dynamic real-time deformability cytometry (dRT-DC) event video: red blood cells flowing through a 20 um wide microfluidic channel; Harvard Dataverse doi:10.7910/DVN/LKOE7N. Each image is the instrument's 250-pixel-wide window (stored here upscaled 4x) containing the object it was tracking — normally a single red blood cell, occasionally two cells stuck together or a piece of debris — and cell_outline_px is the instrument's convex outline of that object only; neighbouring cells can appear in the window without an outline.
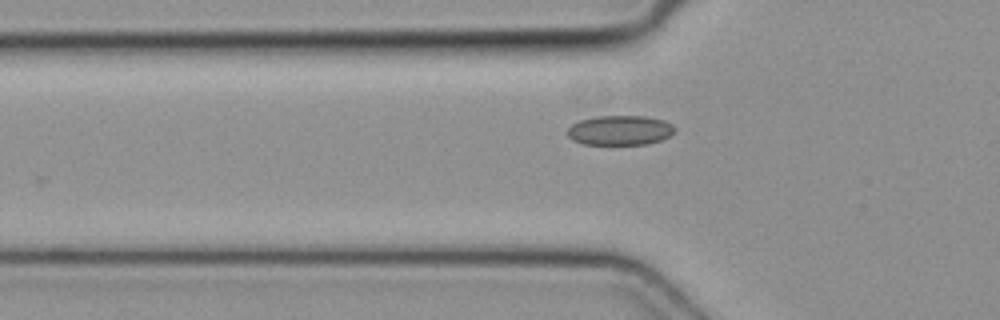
{"species": "common noctule bat (a hibernating species)", "species_latin": "Nyctalus noctula", "temperature_condition": "cold", "stored_images_in_passage": 9, "camera_frame_rate_fps": 3000, "um_per_image_px": 0.085, "animal": {"sex": "female", "body_mass_g": 19.3, "forearm_length_mm": 54.1}, "frame": {"image": 1, "passage_image": 2, "time_ms": 0.333, "image_size_px": [1000, 320], "cell_outline_px": [[676, 132], [660, 140], [648, 144], [584, 144], [572, 140], [568, 136], [568, 128], [572, 124], [580, 120], [596, 116], [644, 116], [664, 120], [672, 124], [676, 128]], "centroid_in_image_um": [52.71, 11.07], "position_along_channel_um": 73.1, "area_um2": 18.61}}
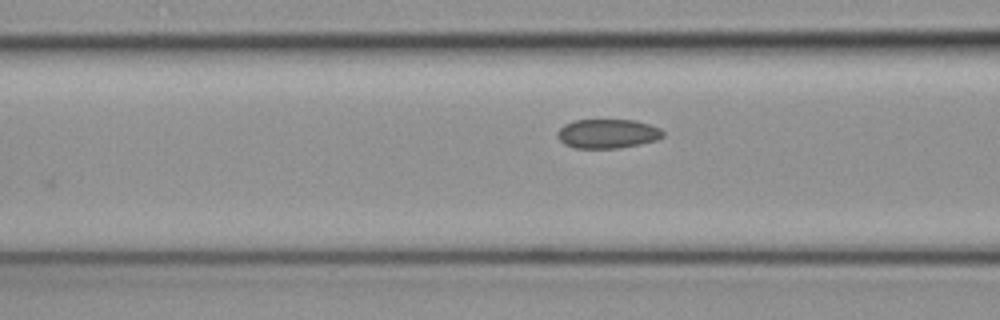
{"frame": {"image": 2, "passage_image": 5, "time_ms": 1.333, "image_size_px": [1000, 320], "cell_outline_px": [[664, 136], [656, 140], [640, 144], [620, 148], [572, 148], [564, 144], [556, 136], [556, 132], [564, 124], [572, 120], [636, 120], [660, 128], [664, 132]], "centroid_in_image_um": [51.62, 11.36], "position_along_channel_um": 115.0, "area_um2": 18.15}}
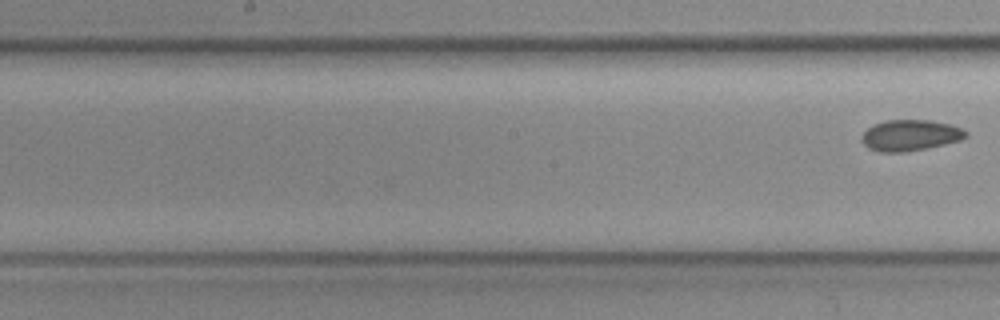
{"frame": {"image": 3, "passage_image": 9, "time_ms": 2.667, "image_size_px": [1000, 320], "cell_outline_px": [[968, 136], [960, 140], [928, 148], [904, 152], [880, 152], [868, 148], [860, 140], [860, 136], [872, 124], [888, 120], [928, 120], [948, 124], [964, 128], [968, 132]], "centroid_in_image_um": [77.36, 11.5], "position_along_channel_um": 170.8, "area_um2": 18.96}}